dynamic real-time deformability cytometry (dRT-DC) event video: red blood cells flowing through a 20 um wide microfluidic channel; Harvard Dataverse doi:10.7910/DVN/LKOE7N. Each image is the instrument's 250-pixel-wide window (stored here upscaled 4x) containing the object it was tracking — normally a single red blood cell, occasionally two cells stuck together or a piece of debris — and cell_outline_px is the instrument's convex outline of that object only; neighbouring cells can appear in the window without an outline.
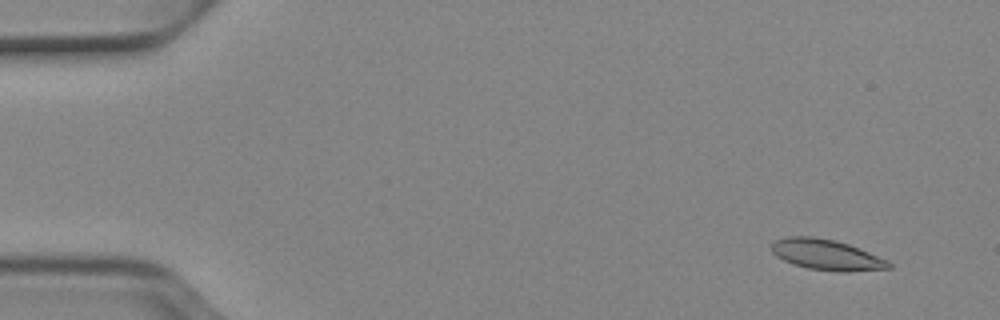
{"species": "Egyptian fruit bat (a non-hibernating species)", "species_latin": "Rousettus aegyptiacus", "temperature_condition": "cold", "stored_images_in_passage": 52, "camera_frame_rate_fps": 3000, "um_per_image_px": 0.085, "animal": {"sex": "female"}, "frame": {"image": 1, "passage_image": 4, "time_ms": 1.0, "image_size_px": [1000, 320], "cell_outline_px": [[892, 268], [848, 272], [836, 272], [808, 268], [792, 264], [776, 256], [772, 252], [772, 244], [776, 240], [788, 236], [812, 236], [836, 240], [848, 244], [888, 260], [892, 264]], "centroid_in_image_um": [70.26, 21.66], "position_along_channel_um": 14.7, "area_um2": 20.98}}
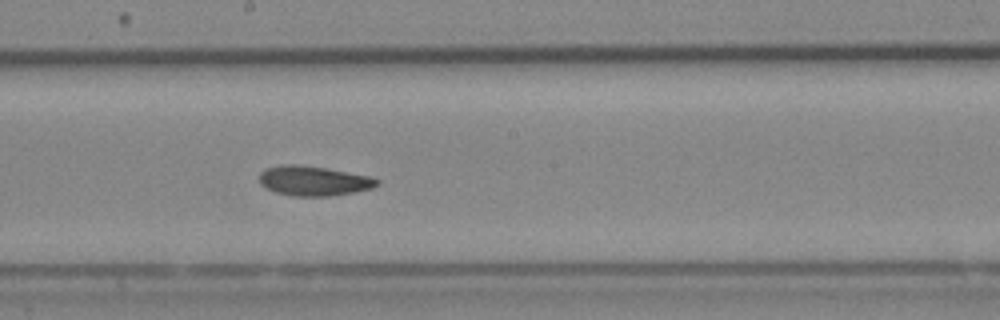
{"frame": {"image": 2, "passage_image": 29, "time_ms": 9.333, "image_size_px": [1000, 320], "cell_outline_px": [[380, 184], [372, 188], [352, 192], [328, 196], [292, 196], [276, 192], [264, 188], [260, 184], [260, 172], [264, 168], [280, 164], [296, 164], [324, 168], [372, 176], [380, 180]], "centroid_in_image_um": [26.63, 15.36], "position_along_channel_um": 221.6, "area_um2": 20.52}}
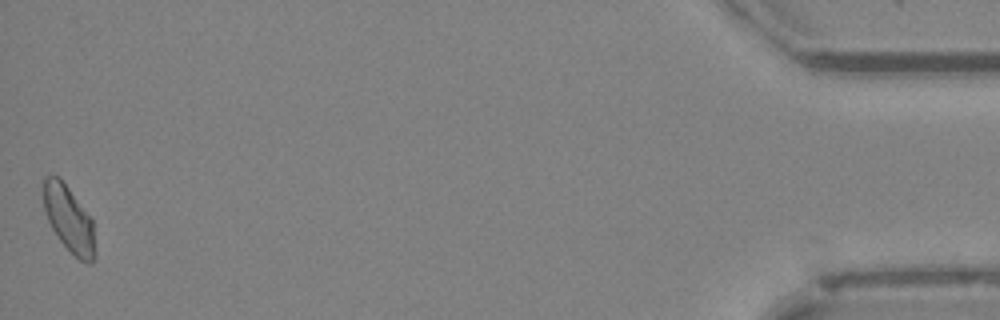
{"frame": {"image": 3, "passage_image": 52, "time_ms": 17.0, "image_size_px": [1000, 320], "cell_outline_px": [[96, 256], [92, 264], [88, 264], [80, 260], [60, 240], [52, 228], [48, 220], [44, 208], [44, 176], [60, 176], [92, 220]], "centroid_in_image_um": [5.87, 18.63], "position_along_channel_um": 429.3, "area_um2": 19.59}, "authors_computed_cell_mechanics": {"area_um2": 20.2011, "velocity_mm_per_s": 3.9009, "shape_relaxation_time_tau1_ms": null, "shape_relaxation_time_tau2_ms": 4.8145, "deformation_change_tau1": null, "deformation_change_tau2": 0.0809}}